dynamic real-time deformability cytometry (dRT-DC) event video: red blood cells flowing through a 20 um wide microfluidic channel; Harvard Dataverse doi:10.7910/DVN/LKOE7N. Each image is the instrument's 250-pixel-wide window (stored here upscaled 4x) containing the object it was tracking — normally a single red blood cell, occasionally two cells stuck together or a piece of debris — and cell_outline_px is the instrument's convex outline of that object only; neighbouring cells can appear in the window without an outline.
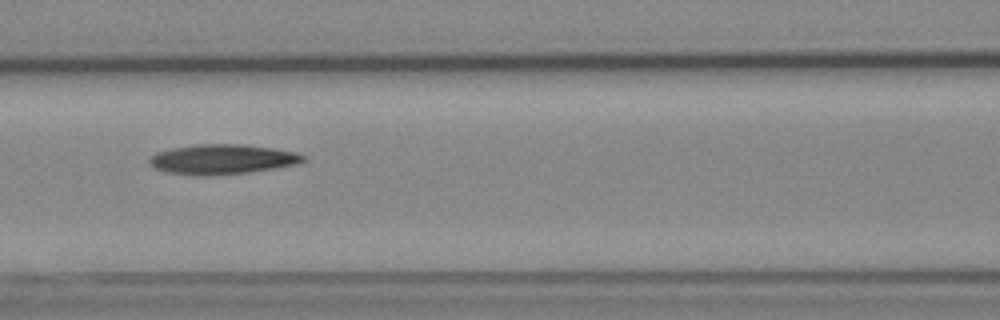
{"species": "Egyptian fruit bat (a non-hibernating species)", "species_latin": "Rousettus aegyptiacus", "temperature_condition": "cold", "stored_images_in_passage": 7, "camera_frame_rate_fps": 3000, "um_per_image_px": 0.085, "animal": {"sex": "female"}, "frame": {"image": 1, "passage_image": 6, "time_ms": 6.667, "image_size_px": [1000, 320], "cell_outline_px": [[308, 160], [296, 164], [248, 172], [216, 176], [196, 176], [168, 172], [156, 168], [148, 164], [148, 160], [156, 152], [172, 148], [196, 144], [240, 144], [272, 148], [296, 152], [308, 156]], "centroid_in_image_um": [18.9, 13.54], "position_along_channel_um": 147.7, "area_um2": 26.93}}